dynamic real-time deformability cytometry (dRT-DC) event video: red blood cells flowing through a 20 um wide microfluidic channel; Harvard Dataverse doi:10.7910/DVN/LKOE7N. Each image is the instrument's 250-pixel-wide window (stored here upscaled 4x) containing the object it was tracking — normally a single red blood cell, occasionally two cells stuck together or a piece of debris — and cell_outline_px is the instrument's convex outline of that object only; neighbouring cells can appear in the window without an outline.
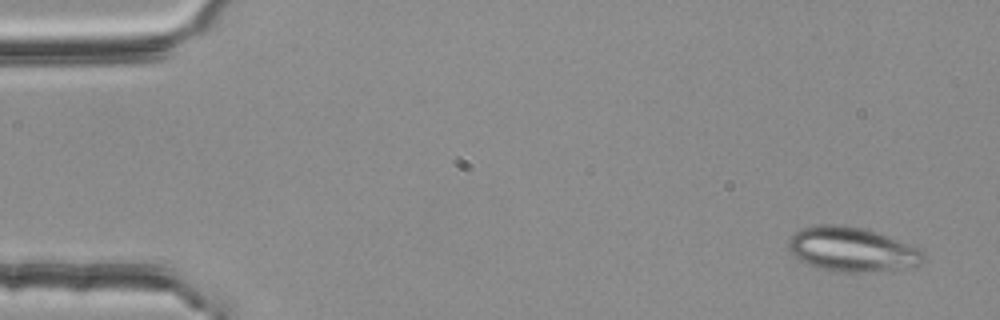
{"species": "common noctule bat (a hibernating species)", "species_latin": "Nyctalus noctula", "temperature_condition": "room temperature", "stored_images_in_passage": 4, "camera_frame_rate_fps": 3000, "um_per_image_px": 0.085, "animal": {"sex": "female", "body_mass_g": 25.1}, "frame": {"image": 1, "passage_image": 1, "time_ms": 0.0, "image_size_px": [1000, 320], "cell_outline_px": [[924, 260], [920, 264], [896, 268], [860, 272], [836, 272], [820, 268], [800, 260], [788, 248], [788, 240], [800, 228], [816, 224], [840, 224], [864, 228], [876, 232], [916, 248], [924, 252]], "centroid_in_image_um": [72.35, 21.17], "position_along_channel_um": 12.7, "area_um2": 34.28}}